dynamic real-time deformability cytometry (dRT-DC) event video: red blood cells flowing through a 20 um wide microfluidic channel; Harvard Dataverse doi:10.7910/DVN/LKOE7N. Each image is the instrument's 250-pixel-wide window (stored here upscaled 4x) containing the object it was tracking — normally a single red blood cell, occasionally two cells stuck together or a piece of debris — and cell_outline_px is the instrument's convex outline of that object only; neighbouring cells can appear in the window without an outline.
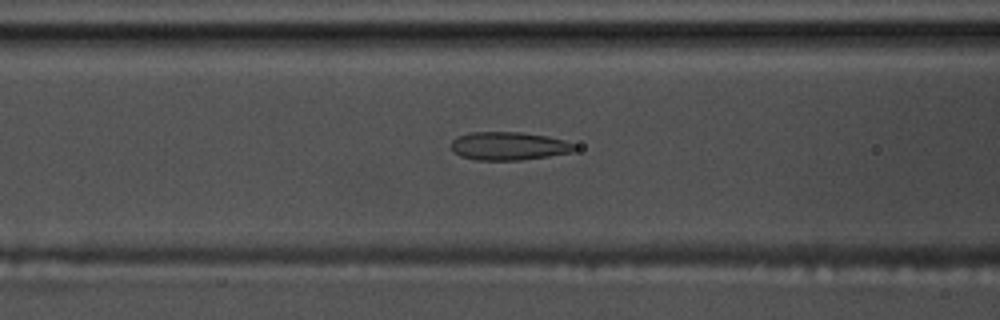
{"species": "common noctule bat (a hibernating species)", "species_latin": "Nyctalus noctula", "temperature_condition": "warm", "stored_images_in_passage": 56, "camera_frame_rate_fps": 3000, "um_per_image_px": 0.085, "animal": {"sex": "male", "body_mass_g": 17.5, "forearm_length_mm": 52.3}, "frame": {"image": 1, "passage_image": 22, "time_ms": 7.0, "image_size_px": [1000, 320], "cell_outline_px": [[576, 148], [572, 152], [548, 156], [520, 160], [476, 160], [460, 156], [452, 152], [448, 148], [452, 140], [468, 132], [520, 132], [548, 136], [564, 140], [576, 144]], "centroid_in_image_um": [43.2, 12.41], "position_along_channel_um": 123.4, "area_um2": 20.52}}
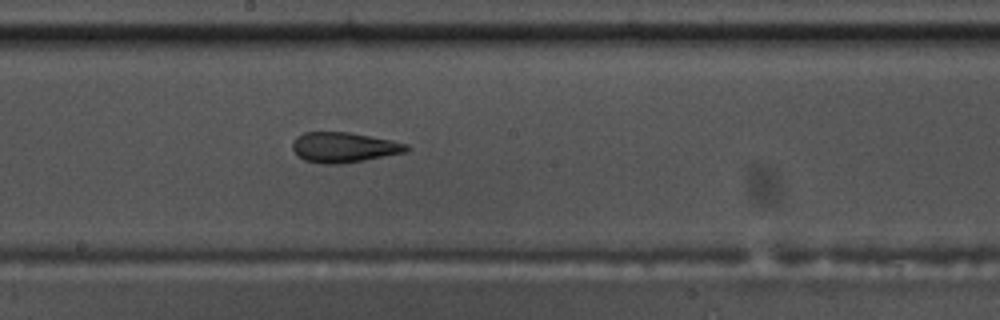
{"frame": {"image": 2, "passage_image": 30, "time_ms": 9.667, "image_size_px": [1000, 320], "cell_outline_px": [[412, 148], [408, 152], [364, 160], [340, 164], [324, 164], [304, 160], [292, 148], [292, 144], [296, 136], [304, 132], [348, 132], [392, 140], [408, 144]], "centroid_in_image_um": [29.27, 12.52], "position_along_channel_um": 218.9, "area_um2": 20.11}}
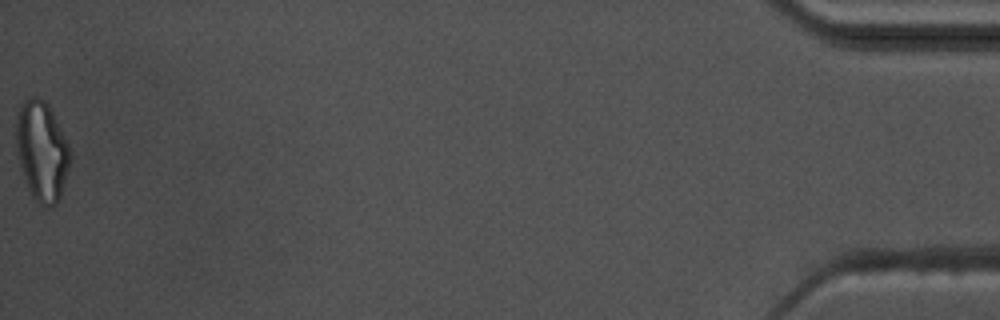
{"frame": {"image": 3, "passage_image": 56, "time_ms": 18.333, "image_size_px": [1000, 320], "cell_outline_px": [[68, 164], [60, 196], [56, 204], [48, 208], [44, 208], [32, 196], [28, 188], [20, 168], [16, 152], [16, 116], [24, 100], [32, 96], [36, 96], [44, 100], [48, 104], [68, 140]], "centroid_in_image_um": [3.52, 12.82], "position_along_channel_um": 431.7, "area_um2": 31.15}, "authors_computed_cell_mechanics": {"area_um2": 21.6172, "velocity_mm_per_s": 3.603, "shape_relaxation_time_tau1_ms": null, "shape_relaxation_time_tau2_ms": 1.841, "deformation_change_tau1": null, "deformation_change_tau2": 0.104}}